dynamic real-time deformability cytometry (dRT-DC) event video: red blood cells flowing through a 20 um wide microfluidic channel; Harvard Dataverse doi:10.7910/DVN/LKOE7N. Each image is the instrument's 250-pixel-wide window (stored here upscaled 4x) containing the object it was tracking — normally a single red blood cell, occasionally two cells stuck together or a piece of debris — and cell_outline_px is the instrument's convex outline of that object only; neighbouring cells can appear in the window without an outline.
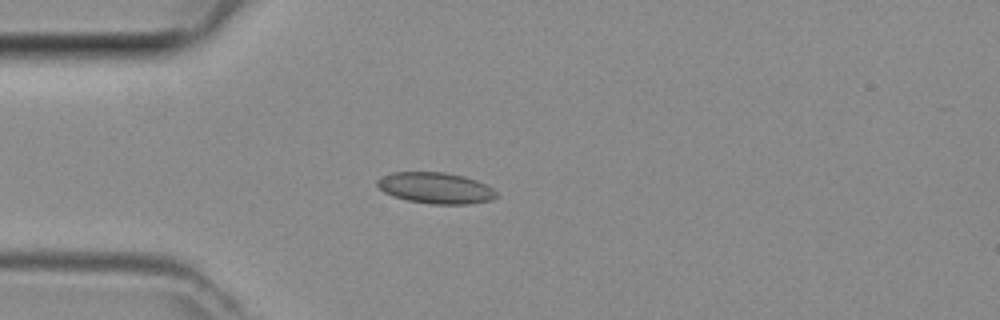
{"species": "common noctule bat (a hibernating species)", "species_latin": "Nyctalus noctula", "temperature_condition": "room temperature", "stored_images_in_passage": 35, "camera_frame_rate_fps": 3000, "um_per_image_px": 0.085, "animal": {"sex": "female", "body_mass_g": 29.2, "forearm_length_mm": 56.3}, "frame": {"image": 1, "passage_image": 1, "time_ms": 0.0, "image_size_px": [1000, 320], "cell_outline_px": [[496, 196], [492, 200], [468, 204], [432, 204], [408, 200], [392, 196], [384, 192], [376, 184], [376, 180], [392, 172], [444, 172], [464, 176], [476, 180], [492, 188], [496, 192]], "centroid_in_image_um": [37.02, 15.98], "position_along_channel_um": 48.0, "area_um2": 21.5}}
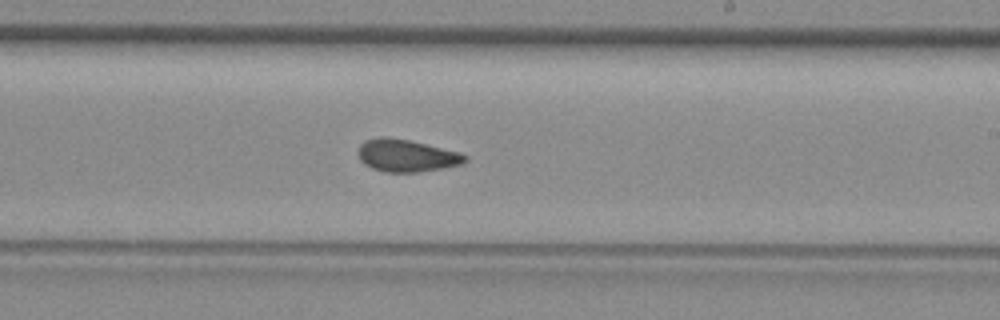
{"frame": {"image": 2, "passage_image": 16, "time_ms": 5.0, "image_size_px": [1000, 320], "cell_outline_px": [[468, 160], [464, 164], [444, 168], [416, 172], [384, 172], [372, 168], [364, 164], [360, 160], [356, 152], [360, 144], [364, 140], [408, 140], [460, 152], [468, 156]], "centroid_in_image_um": [34.6, 13.28], "position_along_channel_um": 254.4, "area_um2": 19.71}}
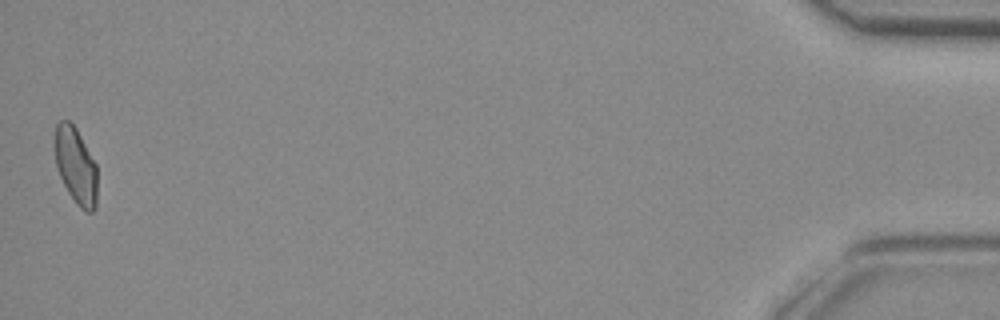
{"frame": {"image": 3, "passage_image": 35, "time_ms": 11.333, "image_size_px": [1000, 320], "cell_outline_px": [[96, 208], [92, 212], [88, 212], [80, 208], [76, 204], [68, 192], [60, 176], [56, 164], [52, 140], [56, 124], [60, 120], [68, 120], [76, 128], [96, 164]], "centroid_in_image_um": [6.4, 14.05], "position_along_channel_um": 428.8, "area_um2": 19.13}}